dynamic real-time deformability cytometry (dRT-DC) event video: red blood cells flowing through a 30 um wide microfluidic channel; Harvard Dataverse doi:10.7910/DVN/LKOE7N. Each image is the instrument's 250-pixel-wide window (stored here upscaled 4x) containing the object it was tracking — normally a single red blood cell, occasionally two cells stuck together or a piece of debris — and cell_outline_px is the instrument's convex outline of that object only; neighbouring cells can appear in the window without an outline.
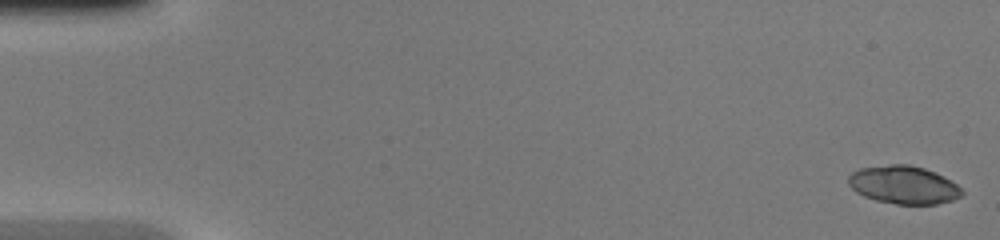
{"species": "common noctule bat (a hibernating species)", "species_latin": "Nyctalus noctula", "temperature_condition": "warm", "stored_images_in_passage": 46, "camera_frame_rate_fps": 3000, "um_per_image_px": 0.085, "animal": {"sex": "female", "body_mass_g": 20.0, "forearm_length_mm": 54.0}, "frame": {"image": 1, "passage_image": 1, "time_ms": 0.0, "image_size_px": [1000, 240], "cell_outline_px": [[964, 192], [960, 196], [952, 200], [936, 204], [896, 204], [876, 200], [864, 196], [856, 192], [848, 184], [848, 176], [852, 172], [860, 168], [892, 164], [908, 164], [924, 168], [944, 176], [956, 184]], "centroid_in_image_um": [76.79, 15.71], "position_along_channel_um": 8.2, "area_um2": 25.09}}
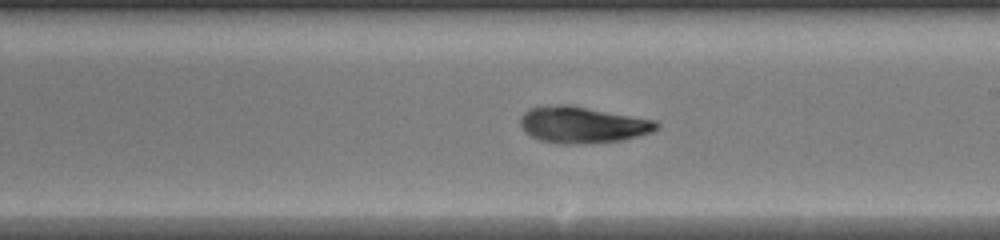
{"frame": {"image": 2, "passage_image": 27, "time_ms": 8.667, "image_size_px": [1000, 240], "cell_outline_px": [[660, 124], [652, 132], [624, 140], [584, 144], [556, 144], [540, 140], [524, 132], [520, 124], [520, 116], [528, 108], [560, 104], [568, 104], [656, 120]], "centroid_in_image_um": [49.49, 10.61], "position_along_channel_um": 239.5, "area_um2": 29.19}}
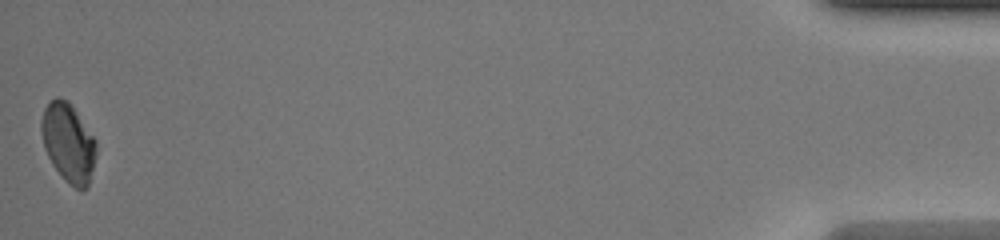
{"frame": {"image": 3, "passage_image": 46, "time_ms": 15.0, "image_size_px": [1000, 240], "cell_outline_px": [[96, 156], [88, 188], [76, 188], [68, 184], [64, 180], [52, 164], [44, 148], [40, 128], [40, 120], [44, 108], [56, 96], [60, 96], [68, 100], [72, 104], [96, 140]], "centroid_in_image_um": [5.8, 12.11], "position_along_channel_um": 429.4, "area_um2": 25.49}}